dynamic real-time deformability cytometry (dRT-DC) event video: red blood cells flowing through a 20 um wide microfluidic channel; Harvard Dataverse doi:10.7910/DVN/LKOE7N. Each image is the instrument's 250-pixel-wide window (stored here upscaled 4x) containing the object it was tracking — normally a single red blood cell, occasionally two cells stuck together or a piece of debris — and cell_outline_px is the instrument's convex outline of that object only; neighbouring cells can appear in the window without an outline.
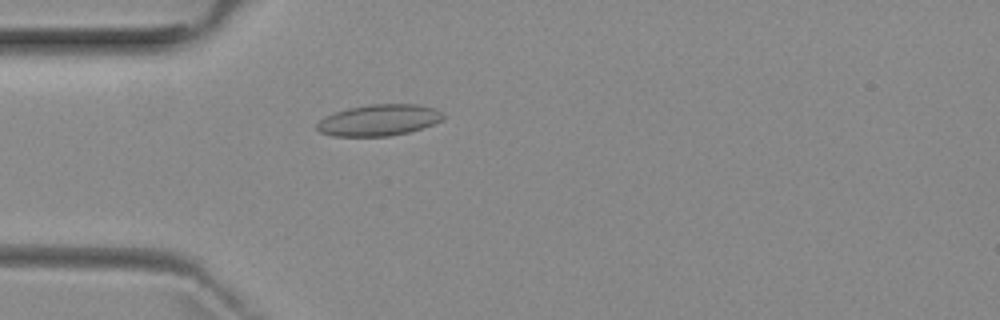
{"species": "common noctule bat (a hibernating species)", "species_latin": "Nyctalus noctula", "temperature_condition": "room temperature", "stored_images_in_passage": 1, "camera_frame_rate_fps": 3000, "um_per_image_px": 0.085, "animal": {"sex": "female", "body_mass_g": 29.2, "forearm_length_mm": 56.3}, "frame": {"image": 1, "passage_image": 1, "time_ms": 0.0, "image_size_px": [1000, 320], "cell_outline_px": [[444, 116], [440, 120], [432, 124], [408, 132], [388, 136], [332, 136], [320, 132], [316, 128], [316, 124], [320, 120], [336, 112], [348, 108], [372, 104], [416, 104], [436, 108]], "centroid_in_image_um": [32.19, 10.21], "position_along_channel_um": 52.8, "area_um2": 22.72}}